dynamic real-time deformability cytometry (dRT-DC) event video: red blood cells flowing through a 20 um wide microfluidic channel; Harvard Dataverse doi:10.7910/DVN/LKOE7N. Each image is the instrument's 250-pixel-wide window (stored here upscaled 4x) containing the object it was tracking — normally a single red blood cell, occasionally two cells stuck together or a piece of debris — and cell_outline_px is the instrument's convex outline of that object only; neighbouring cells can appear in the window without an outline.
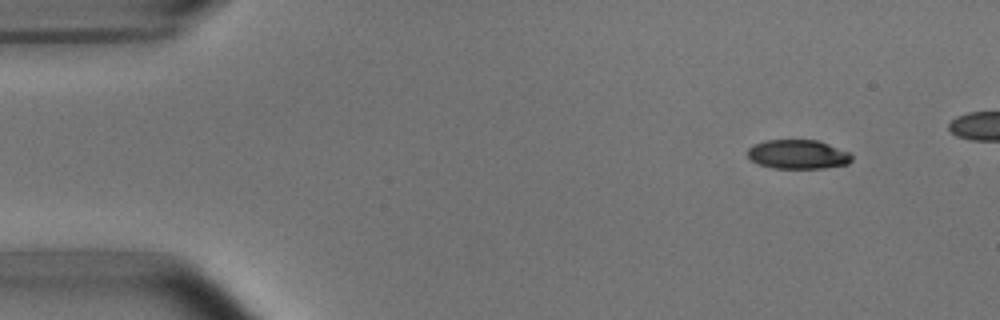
{"species": "common noctule bat (a hibernating species)", "species_latin": "Nyctalus noctula", "temperature_condition": "room temperature", "stored_images_in_passage": 5, "camera_frame_rate_fps": 3000, "um_per_image_px": 0.085, "animal": {"sex": "male", "body_mass_g": 15.6}, "frame": {"image": 1, "passage_image": 2, "time_ms": 1.333, "image_size_px": [1000, 320], "cell_outline_px": [[852, 160], [848, 164], [824, 168], [772, 168], [760, 164], [752, 160], [748, 156], [748, 148], [752, 144], [764, 140], [816, 140], [852, 152]], "centroid_in_image_um": [67.84, 13.11], "position_along_channel_um": 17.2, "area_um2": 17.8}}